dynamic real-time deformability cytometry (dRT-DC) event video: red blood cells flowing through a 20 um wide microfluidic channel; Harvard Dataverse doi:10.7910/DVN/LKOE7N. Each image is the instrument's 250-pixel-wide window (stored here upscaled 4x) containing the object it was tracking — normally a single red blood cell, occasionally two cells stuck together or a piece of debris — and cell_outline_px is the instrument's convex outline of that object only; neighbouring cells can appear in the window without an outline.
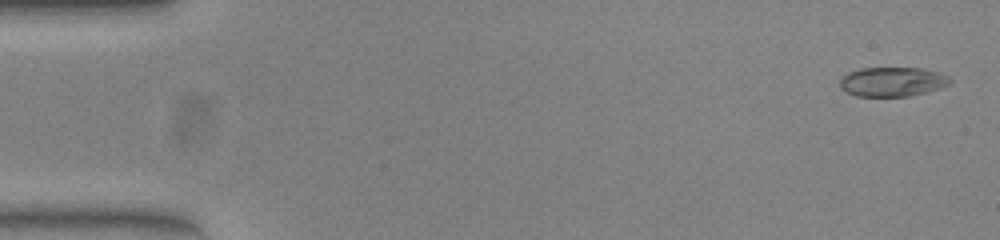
{"species": "common noctule bat (a hibernating species)", "species_latin": "Nyctalus noctula", "temperature_condition": "warm", "stored_images_in_passage": 53, "camera_frame_rate_fps": 3000, "um_per_image_px": 0.085, "animal": {"sex": "female", "body_mass_g": 23.0, "forearm_length_mm": 53.4}, "frame": {"image": 1, "passage_image": 2, "time_ms": 0.333, "image_size_px": [1000, 240], "cell_outline_px": [[952, 80], [948, 84], [940, 88], [908, 96], [856, 96], [840, 88], [840, 80], [848, 72], [860, 68], [924, 68], [940, 72], [948, 76]], "centroid_in_image_um": [75.86, 6.93], "position_along_channel_um": 9.1, "area_um2": 18.79}}
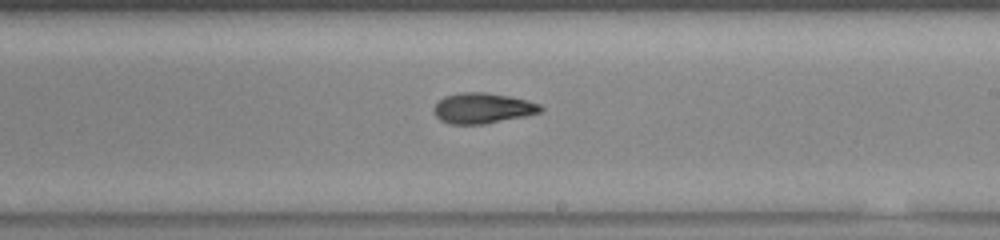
{"frame": {"image": 2, "passage_image": 31, "time_ms": 10.0, "image_size_px": [1000, 240], "cell_outline_px": [[544, 108], [540, 112], [524, 116], [484, 124], [448, 124], [440, 120], [436, 116], [432, 108], [444, 96], [460, 92], [484, 92], [508, 96], [528, 100], [540, 104]], "centroid_in_image_um": [41.0, 9.19], "position_along_channel_um": 248.0, "area_um2": 18.96}}
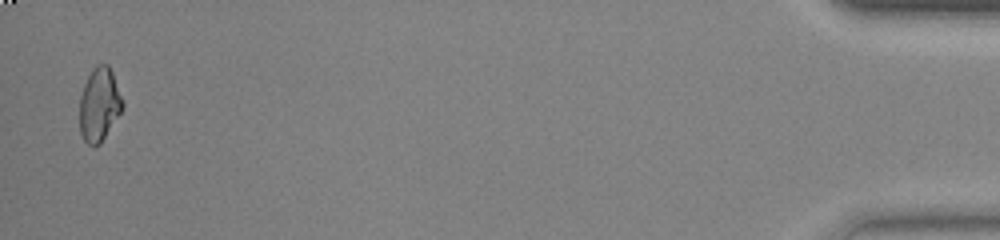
{"frame": {"image": 3, "passage_image": 52, "time_ms": 17.0, "image_size_px": [1000, 240], "cell_outline_px": [[124, 108], [100, 144], [92, 148], [84, 140], [80, 132], [80, 96], [84, 84], [92, 68], [96, 64], [108, 64], [112, 72], [124, 100]], "centroid_in_image_um": [8.45, 8.89], "position_along_channel_um": 426.7, "area_um2": 18.67}, "authors_computed_cell_mechanics": {"area_um2": 18.9584, "velocity_mm_per_s": 3.888, "shape_relaxation_time_tau1_ms": 10.7619, "shape_relaxation_time_tau2_ms": 3.3839, "deformation_change_tau1": 0.2832, "deformation_change_tau2": 0.0878}}